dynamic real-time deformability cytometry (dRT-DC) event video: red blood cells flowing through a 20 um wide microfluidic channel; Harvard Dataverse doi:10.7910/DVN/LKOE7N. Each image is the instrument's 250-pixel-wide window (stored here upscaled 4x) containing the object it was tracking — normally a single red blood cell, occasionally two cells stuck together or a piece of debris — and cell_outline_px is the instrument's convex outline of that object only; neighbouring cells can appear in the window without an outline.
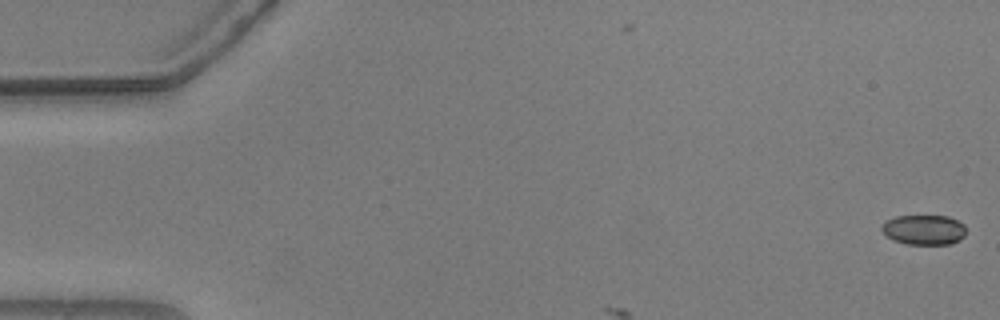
{"species": "common noctule bat (a hibernating species)", "species_latin": "Nyctalus noctula", "temperature_condition": "warm", "stored_images_in_passage": 2, "camera_frame_rate_fps": 3000, "um_per_image_px": 0.085, "animal": {"sex": "male", "body_mass_g": 20.5, "forearm_length_mm": 52.5}, "frame": {"image": 1, "passage_image": 2, "time_ms": 0.333, "image_size_px": [1000, 320], "cell_outline_px": [[964, 236], [960, 240], [952, 244], [904, 244], [892, 240], [884, 236], [880, 228], [888, 220], [896, 216], [948, 216], [964, 224]], "centroid_in_image_um": [78.51, 19.55], "position_along_channel_um": 6.5, "area_um2": 14.8}}